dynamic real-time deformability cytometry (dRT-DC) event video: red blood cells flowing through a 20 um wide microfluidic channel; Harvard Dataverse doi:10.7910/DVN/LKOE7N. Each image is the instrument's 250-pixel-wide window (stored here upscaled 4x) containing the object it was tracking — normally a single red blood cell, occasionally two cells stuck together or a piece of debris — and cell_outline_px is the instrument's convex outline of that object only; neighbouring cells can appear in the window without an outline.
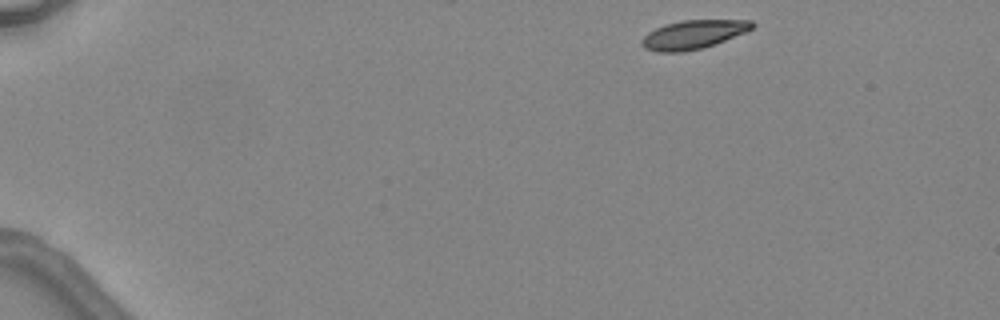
{"species": "common noctule bat (a hibernating species)", "species_latin": "Nyctalus noctula", "temperature_condition": "warm", "stored_images_in_passage": 4, "segment_of_instrument_passage": [1, 2], "camera_frame_rate_fps": 3000, "um_per_image_px": 0.085, "animal": {"sex": "female", "body_mass_g": 24.6, "forearm_length_mm": 56.2}, "frame": {"image": 1, "passage_image": 1, "time_ms": 0.0, "image_size_px": [1000, 320], "cell_outline_px": [[756, 24], [752, 28], [744, 32], [704, 48], [680, 52], [656, 52], [644, 48], [640, 44], [640, 40], [648, 32], [664, 24], [680, 20], [752, 20]], "centroid_in_image_um": [58.88, 2.93], "position_along_channel_um": 26.1, "area_um2": 18.5}}